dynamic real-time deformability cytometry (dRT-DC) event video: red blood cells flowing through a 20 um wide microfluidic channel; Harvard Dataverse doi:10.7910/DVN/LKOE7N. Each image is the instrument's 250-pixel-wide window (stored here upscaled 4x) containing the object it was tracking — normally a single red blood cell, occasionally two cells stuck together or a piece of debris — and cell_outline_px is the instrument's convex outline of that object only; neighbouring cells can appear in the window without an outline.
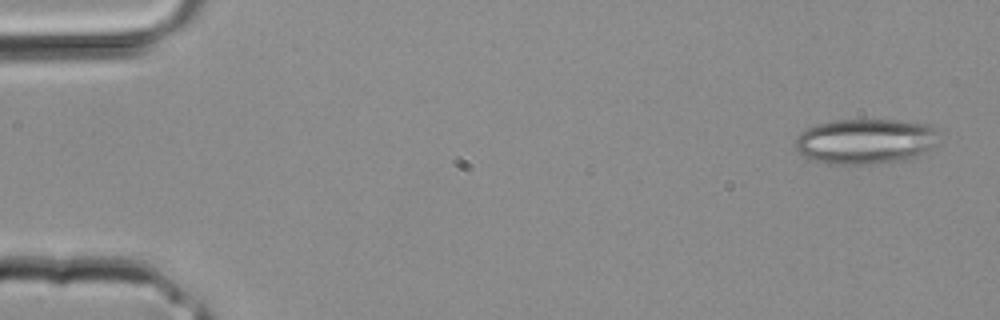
{"species": "common noctule bat (a hibernating species)", "species_latin": "Nyctalus noctula", "temperature_condition": "room temperature", "stored_images_in_passage": 3, "camera_frame_rate_fps": 3000, "um_per_image_px": 0.085, "animal": {"sex": "male", "body_mass_g": 20.4}, "frame": {"image": 1, "passage_image": 1, "time_ms": 0.0, "image_size_px": [1000, 320], "cell_outline_px": [[940, 144], [916, 156], [904, 160], [872, 164], [828, 164], [804, 156], [796, 148], [796, 136], [800, 132], [816, 124], [832, 120], [900, 120], [928, 124], [936, 128]], "centroid_in_image_um": [73.61, 12.0], "position_along_channel_um": 11.4, "area_um2": 38.21}}